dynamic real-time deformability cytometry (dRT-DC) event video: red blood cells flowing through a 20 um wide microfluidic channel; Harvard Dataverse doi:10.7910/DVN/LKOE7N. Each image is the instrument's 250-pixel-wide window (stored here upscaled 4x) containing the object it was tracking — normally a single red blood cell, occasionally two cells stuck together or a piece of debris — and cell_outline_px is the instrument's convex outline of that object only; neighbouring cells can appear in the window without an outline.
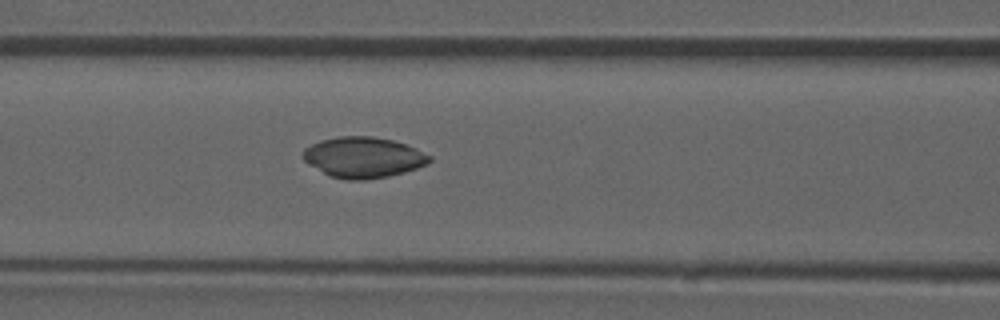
{"species": "common noctule bat (a hibernating species)", "species_latin": "Nyctalus noctula", "temperature_condition": "room temperature", "stored_images_in_passage": 37, "camera_frame_rate_fps": 3000, "um_per_image_px": 0.085, "animal": {"sex": "male", "forearm_length_mm": 52.5}, "frame": {"image": 1, "passage_image": 6, "time_ms": 1.667, "image_size_px": [1000, 320], "cell_outline_px": [[432, 160], [428, 164], [404, 172], [388, 176], [368, 180], [348, 180], [328, 176], [308, 164], [300, 156], [304, 148], [320, 140], [340, 136], [372, 136], [392, 140], [416, 148], [432, 156]], "centroid_in_image_um": [30.86, 13.38], "position_along_channel_um": 135.7, "area_um2": 30.29}, "authors_computed_cell_mechanics": {"area_um2": 27.8018, "velocity_mm_per_s": 3.8851, "shape_relaxation_time_tau1_ms": null, "shape_relaxation_time_tau2_ms": 2.1275, "deformation_change_tau1": null, "deformation_change_tau2": 0.0341}}